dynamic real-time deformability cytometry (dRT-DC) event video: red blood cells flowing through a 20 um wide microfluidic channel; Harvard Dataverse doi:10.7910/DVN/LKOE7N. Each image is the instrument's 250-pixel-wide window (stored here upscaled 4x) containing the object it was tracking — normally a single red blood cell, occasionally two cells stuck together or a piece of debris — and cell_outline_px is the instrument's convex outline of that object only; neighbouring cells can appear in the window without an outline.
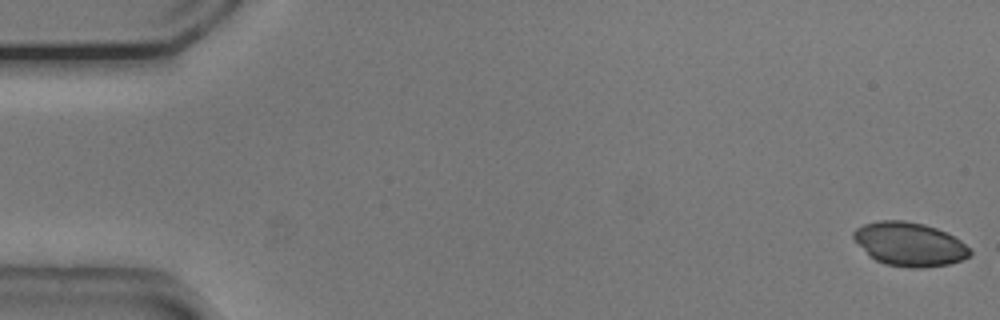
{"species": "common noctule bat (a hibernating species)", "species_latin": "Nyctalus noctula", "temperature_condition": "cold", "stored_images_in_passage": 16, "camera_frame_rate_fps": 3000, "um_per_image_px": 0.085, "animal": {"sex": "male", "body_mass_g": 20.5, "forearm_length_mm": 52.5}, "frame": {"image": 1, "passage_image": 1, "time_ms": 0.0, "image_size_px": [1000, 320], "cell_outline_px": [[972, 252], [968, 256], [960, 260], [948, 264], [924, 268], [912, 268], [884, 264], [876, 260], [852, 236], [852, 232], [856, 228], [864, 224], [880, 220], [904, 220], [924, 224], [936, 228], [960, 240]], "centroid_in_image_um": [77.31, 20.75], "position_along_channel_um": 7.7, "area_um2": 29.19}}